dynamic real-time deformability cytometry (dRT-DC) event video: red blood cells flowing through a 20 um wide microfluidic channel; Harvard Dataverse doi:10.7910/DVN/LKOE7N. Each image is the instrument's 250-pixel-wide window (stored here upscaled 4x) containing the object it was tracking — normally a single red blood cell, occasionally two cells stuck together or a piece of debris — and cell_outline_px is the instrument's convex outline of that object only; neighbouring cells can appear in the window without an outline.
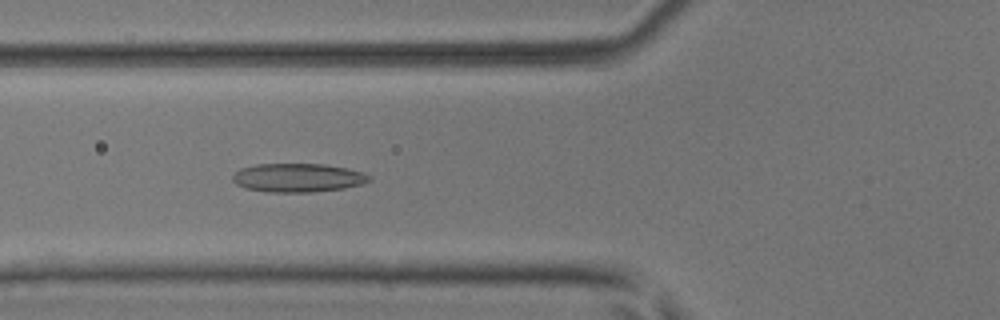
{"species": "common noctule bat (a hibernating species)", "species_latin": "Nyctalus noctula", "temperature_condition": "room temperature", "stored_images_in_passage": 50, "camera_frame_rate_fps": 3000, "um_per_image_px": 0.085, "animal": {"sex": "male", "body_mass_g": 17.9, "forearm_length_mm": 54.2}, "frame": {"image": 1, "passage_image": 19, "time_ms": 6.0, "image_size_px": [1000, 320], "cell_outline_px": [[372, 180], [360, 184], [344, 188], [312, 192], [268, 192], [244, 188], [236, 184], [232, 180], [232, 176], [240, 168], [256, 164], [324, 164], [364, 172], [372, 176]], "centroid_in_image_um": [25.31, 15.11], "position_along_channel_um": 100.5, "area_um2": 22.89}}
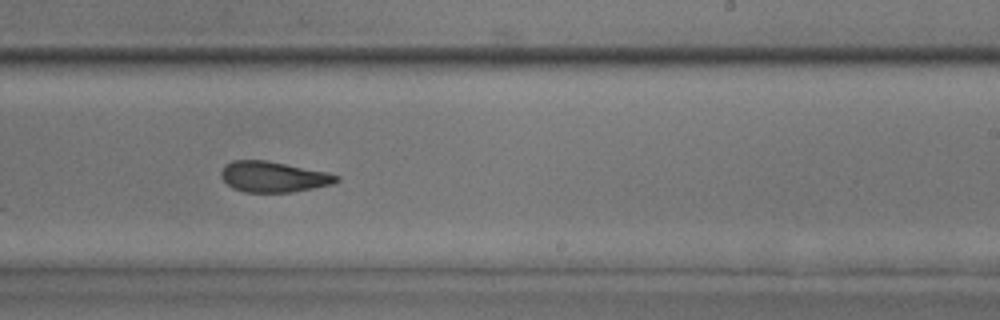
{"frame": {"image": 2, "passage_image": 31, "time_ms": 10.0, "image_size_px": [1000, 320], "cell_outline_px": [[340, 180], [332, 184], [292, 192], [244, 192], [232, 188], [220, 176], [220, 172], [224, 164], [232, 160], [268, 160], [328, 172], [340, 176]], "centroid_in_image_um": [23.22, 15.01], "position_along_channel_um": 265.8, "area_um2": 20.81}}
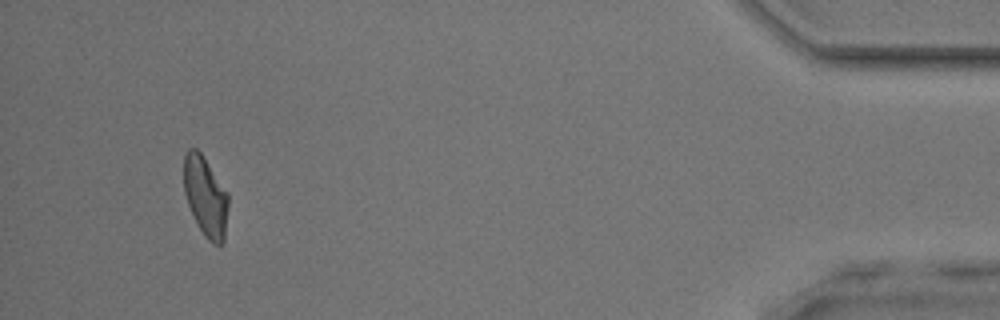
{"frame": {"image": 3, "passage_image": 47, "time_ms": 15.333, "image_size_px": [1000, 320], "cell_outline_px": [[228, 208], [224, 240], [220, 244], [212, 244], [204, 236], [188, 204], [184, 192], [184, 156], [188, 148], [196, 148], [200, 152], [228, 192]], "centroid_in_image_um": [17.47, 16.69], "position_along_channel_um": 417.7, "area_um2": 20.52}, "authors_computed_cell_mechanics": {"area_um2": 21.2415, "velocity_mm_per_s": 4.1422, "shape_relaxation_time_tau1_ms": null, "shape_relaxation_time_tau2_ms": 2.0011, "deformation_change_tau1": null, "deformation_change_tau2": 0.0923}}